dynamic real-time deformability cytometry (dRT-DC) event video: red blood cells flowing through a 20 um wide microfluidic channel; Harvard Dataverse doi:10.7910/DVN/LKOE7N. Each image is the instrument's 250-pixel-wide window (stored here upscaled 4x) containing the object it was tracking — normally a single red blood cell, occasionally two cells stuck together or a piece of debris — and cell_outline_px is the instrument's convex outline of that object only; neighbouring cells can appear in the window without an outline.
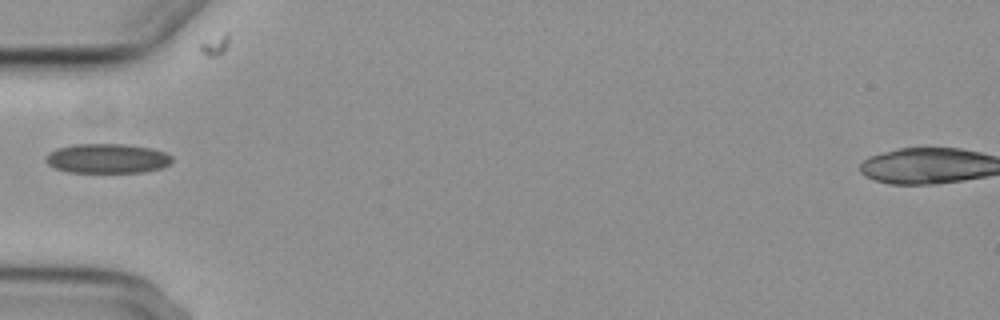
{"species": "common noctule bat (a hibernating species)", "species_latin": "Nyctalus noctula", "temperature_condition": "cold", "stored_images_in_passage": 2, "camera_frame_rate_fps": 3000, "um_per_image_px": 0.085, "animal": {"sex": "female", "body_mass_g": 29.2, "forearm_length_mm": 56.3}, "frame": {"image": 1, "passage_image": 1, "time_ms": 0.0, "image_size_px": [1000, 320], "cell_outline_px": [[172, 160], [168, 164], [160, 168], [144, 172], [68, 172], [56, 168], [48, 164], [44, 160], [56, 148], [72, 144], [124, 144], [152, 148], [164, 152], [172, 156]], "centroid_in_image_um": [9.12, 13.46], "position_along_channel_um": 75.9, "area_um2": 21.62}}